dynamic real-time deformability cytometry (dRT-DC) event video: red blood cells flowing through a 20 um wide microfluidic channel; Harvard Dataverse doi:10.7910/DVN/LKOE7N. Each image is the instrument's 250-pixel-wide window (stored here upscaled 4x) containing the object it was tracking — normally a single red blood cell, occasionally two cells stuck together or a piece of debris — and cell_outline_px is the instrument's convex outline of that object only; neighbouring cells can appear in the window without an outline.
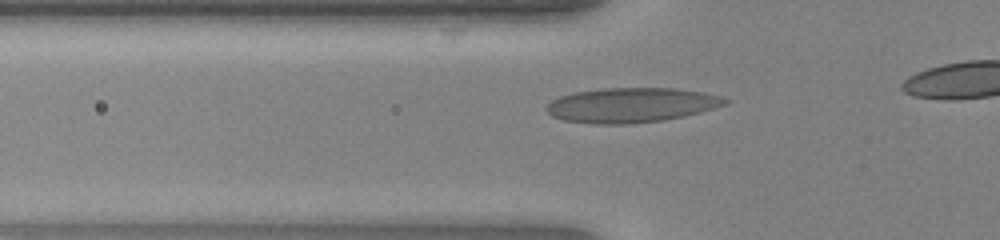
{"species": "human", "species_latin": "Homo sapiens", "temperature_condition": "warm", "stored_images_in_passage": 32, "camera_frame_rate_fps": 3000, "um_per_image_px": 0.085, "donor": {"sex": "female"}, "frame": {"image": 1, "passage_image": 5, "time_ms": 1.333, "image_size_px": [1000, 240], "cell_outline_px": [[732, 100], [728, 104], [700, 112], [684, 116], [664, 120], [632, 124], [592, 124], [564, 120], [552, 116], [544, 108], [552, 100], [560, 96], [572, 92], [604, 88], [676, 88], [704, 92], [720, 96]], "centroid_in_image_um": [53.68, 8.93], "position_along_channel_um": 72.1, "area_um2": 36.47}}
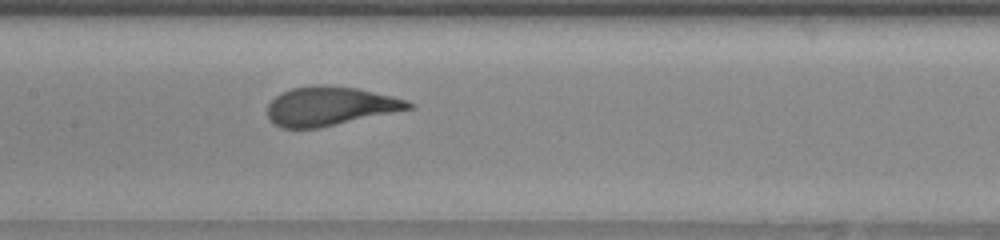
{"frame": {"image": 2, "passage_image": 13, "time_ms": 4.0, "image_size_px": [1000, 240], "cell_outline_px": [[416, 104], [412, 108], [320, 128], [280, 128], [268, 116], [268, 104], [280, 92], [292, 88], [324, 84], [356, 88], [392, 96], [408, 100]], "centroid_in_image_um": [28.05, 9.02], "position_along_channel_um": 179.3, "area_um2": 31.85}}
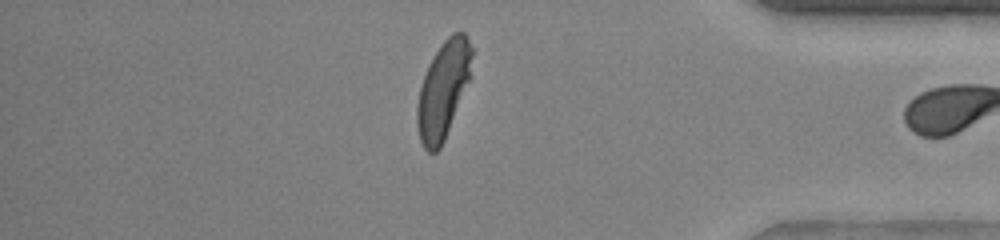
{"frame": {"image": 3, "passage_image": 31, "time_ms": 10.0, "image_size_px": [1000, 240], "cell_outline_px": [[472, 76], [444, 140], [440, 148], [436, 152], [428, 152], [424, 148], [420, 140], [416, 124], [416, 104], [420, 88], [428, 64], [440, 44], [452, 32], [464, 32], [472, 48]], "centroid_in_image_um": [37.68, 7.62], "position_along_channel_um": 397.5, "area_um2": 31.21}}